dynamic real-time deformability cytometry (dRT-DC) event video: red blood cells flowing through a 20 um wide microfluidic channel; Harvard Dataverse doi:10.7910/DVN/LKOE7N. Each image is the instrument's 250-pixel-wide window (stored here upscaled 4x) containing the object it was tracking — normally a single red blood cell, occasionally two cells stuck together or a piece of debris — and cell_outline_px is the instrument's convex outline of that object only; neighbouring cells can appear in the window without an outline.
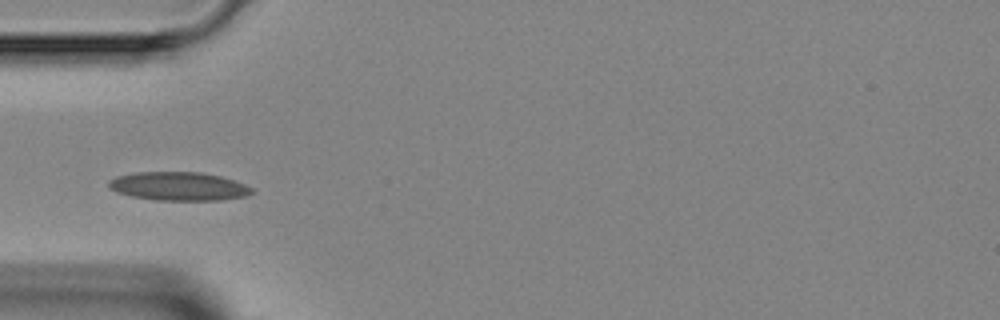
{"species": "Egyptian fruit bat (a non-hibernating species)", "species_latin": "Rousettus aegyptiacus", "temperature_condition": "room temperature", "stored_images_in_passage": 3, "camera_frame_rate_fps": 3000, "um_per_image_px": 0.085, "animal": {"sex": "female"}, "frame": {"image": 1, "passage_image": 3, "time_ms": 3.0, "image_size_px": [1000, 320], "cell_outline_px": [[252, 192], [248, 196], [220, 200], [156, 200], [132, 196], [116, 192], [108, 188], [108, 180], [116, 176], [136, 172], [200, 172], [220, 176], [244, 184], [252, 188]], "centroid_in_image_um": [15.15, 15.83], "position_along_channel_um": 69.9, "area_um2": 23.81}}